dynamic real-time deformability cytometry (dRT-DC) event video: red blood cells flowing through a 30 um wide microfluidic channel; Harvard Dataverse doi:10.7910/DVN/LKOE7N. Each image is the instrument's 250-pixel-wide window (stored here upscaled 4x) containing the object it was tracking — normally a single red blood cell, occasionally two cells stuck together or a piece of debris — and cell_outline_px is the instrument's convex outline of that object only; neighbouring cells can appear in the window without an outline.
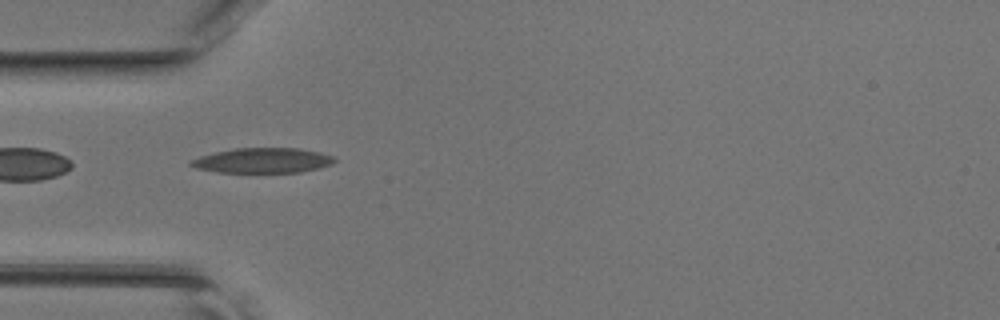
{"species": "common noctule bat (a hibernating species)", "species_latin": "Nyctalus noctula", "temperature_condition": "room temperature", "stored_images_in_passage": 30, "camera_frame_rate_fps": 3000, "um_per_image_px": 0.085, "animal": {"sex": "female", "body_mass_g": 17.0, "forearm_length_mm": 48.0}, "frame": {"image": 1, "passage_image": 1, "time_ms": 0.0, "image_size_px": [1000, 320], "cell_outline_px": [[336, 160], [332, 164], [320, 168], [300, 172], [216, 172], [196, 168], [188, 164], [188, 160], [200, 156], [216, 152], [236, 148], [296, 148], [320, 152], [332, 156]], "centroid_in_image_um": [22.31, 13.64], "position_along_channel_um": 62.7, "area_um2": 20.92}}
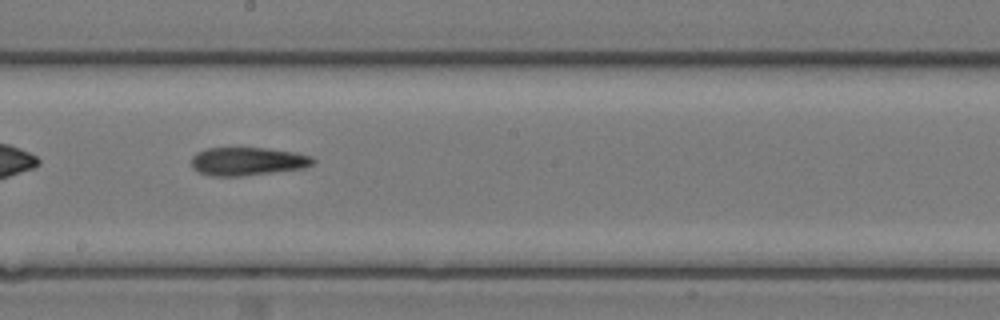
{"frame": {"image": 2, "passage_image": 12, "time_ms": 3.667, "image_size_px": [1000, 320], "cell_outline_px": [[316, 160], [312, 164], [304, 168], [244, 176], [208, 176], [196, 172], [192, 168], [192, 156], [196, 152], [208, 148], [268, 148], [296, 152], [312, 156]], "centroid_in_image_um": [21.03, 13.72], "position_along_channel_um": 227.2, "area_um2": 20.29}}
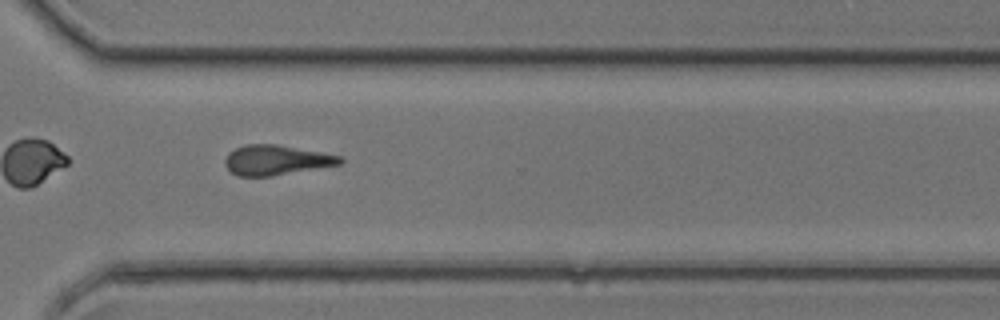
{"frame": {"image": 3, "passage_image": 20, "time_ms": 6.333, "image_size_px": [1000, 320], "cell_outline_px": [[344, 160], [340, 164], [272, 176], [236, 176], [224, 164], [224, 160], [228, 152], [236, 148], [248, 144], [276, 144], [344, 156]], "centroid_in_image_um": [23.48, 13.6], "position_along_channel_um": 347.1, "area_um2": 20.06}}